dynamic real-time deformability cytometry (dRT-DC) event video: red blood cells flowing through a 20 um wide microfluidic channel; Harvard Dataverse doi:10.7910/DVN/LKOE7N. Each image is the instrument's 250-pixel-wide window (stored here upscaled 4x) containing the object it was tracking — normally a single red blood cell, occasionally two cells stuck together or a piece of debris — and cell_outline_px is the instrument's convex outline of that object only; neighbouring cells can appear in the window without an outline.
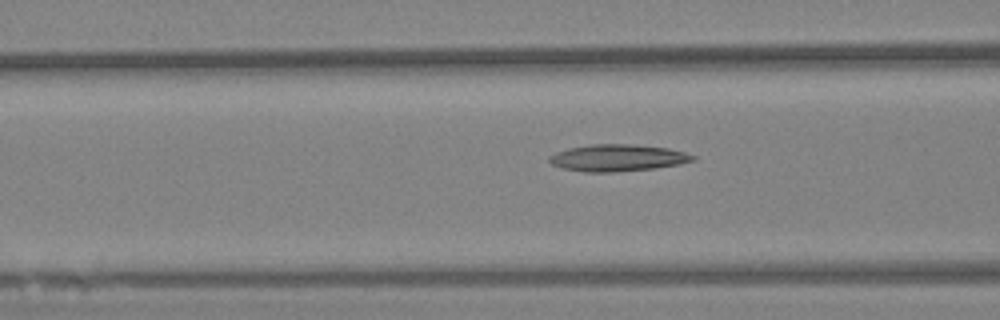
{"species": "Egyptian fruit bat (a non-hibernating species)", "species_latin": "Rousettus aegyptiacus", "temperature_condition": "warm", "stored_images_in_passage": 41, "camera_frame_rate_fps": 3000, "um_per_image_px": 0.085, "animal": {"sex": "female"}, "frame": {"image": 1, "passage_image": 15, "time_ms": 4.667, "image_size_px": [1000, 320], "cell_outline_px": [[696, 160], [680, 164], [656, 168], [616, 172], [584, 172], [564, 168], [552, 164], [548, 160], [548, 156], [556, 152], [568, 148], [592, 144], [628, 144], [668, 148], [684, 152], [696, 156]], "centroid_in_image_um": [52.5, 13.42], "position_along_channel_um": 114.1, "area_um2": 22.48}}
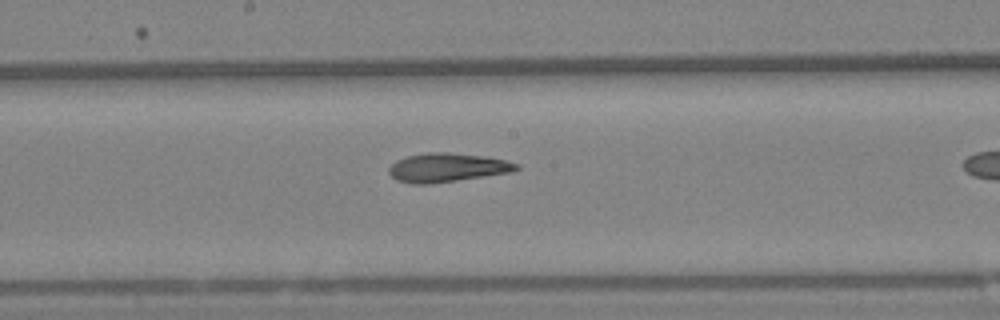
{"frame": {"image": 2, "passage_image": 24, "time_ms": 7.667, "image_size_px": [1000, 320], "cell_outline_px": [[520, 168], [512, 172], [428, 184], [412, 184], [396, 180], [388, 172], [388, 168], [396, 160], [408, 156], [428, 152], [448, 152], [484, 156], [504, 160], [520, 164]], "centroid_in_image_um": [38.0, 14.24], "position_along_channel_um": 210.2, "area_um2": 21.33}}
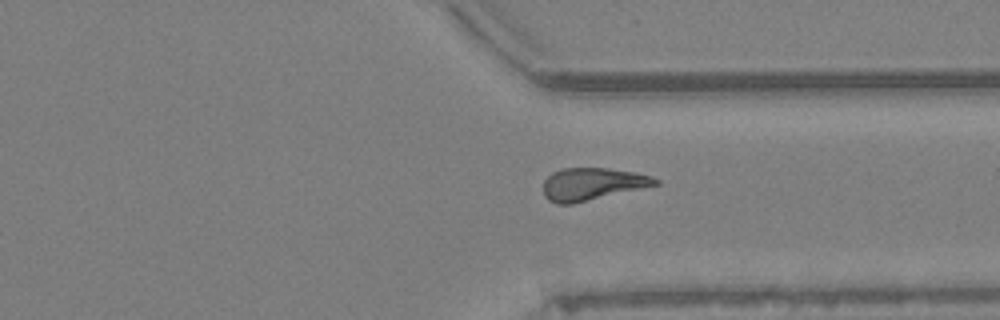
{"frame": {"image": 3, "passage_image": 38, "time_ms": 12.333, "image_size_px": [1000, 320], "cell_outline_px": [[660, 184], [572, 204], [556, 204], [548, 200], [544, 196], [544, 180], [552, 172], [560, 168], [608, 168], [636, 172], [652, 176], [660, 180]], "centroid_in_image_um": [50.34, 15.64], "position_along_channel_um": 361.1, "area_um2": 21.27}}